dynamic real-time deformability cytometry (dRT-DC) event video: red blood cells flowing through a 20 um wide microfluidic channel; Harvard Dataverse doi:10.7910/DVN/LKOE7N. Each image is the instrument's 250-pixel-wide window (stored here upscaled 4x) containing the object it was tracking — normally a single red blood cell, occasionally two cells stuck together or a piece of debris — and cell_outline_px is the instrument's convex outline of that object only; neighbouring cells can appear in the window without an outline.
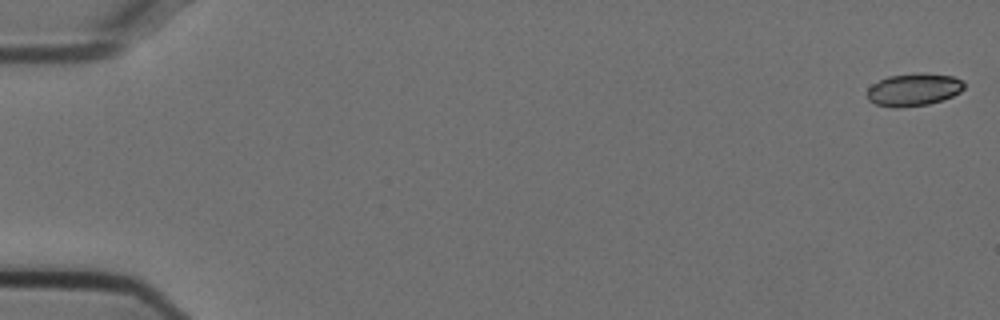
{"species": "Egyptian fruit bat (a non-hibernating species)", "species_latin": "Rousettus aegyptiacus", "temperature_condition": "cold", "stored_images_in_passage": 54, "camera_frame_rate_fps": 3000, "um_per_image_px": 0.085, "animal": {"sex": "female"}, "frame": {"image": 1, "passage_image": 1, "time_ms": 0.0, "image_size_px": [1000, 320], "cell_outline_px": [[964, 88], [960, 92], [952, 96], [928, 104], [900, 108], [896, 108], [876, 104], [868, 100], [868, 88], [872, 84], [888, 76], [952, 76], [964, 80]], "centroid_in_image_um": [77.64, 7.68], "position_along_channel_um": 7.4, "area_um2": 17.51}}
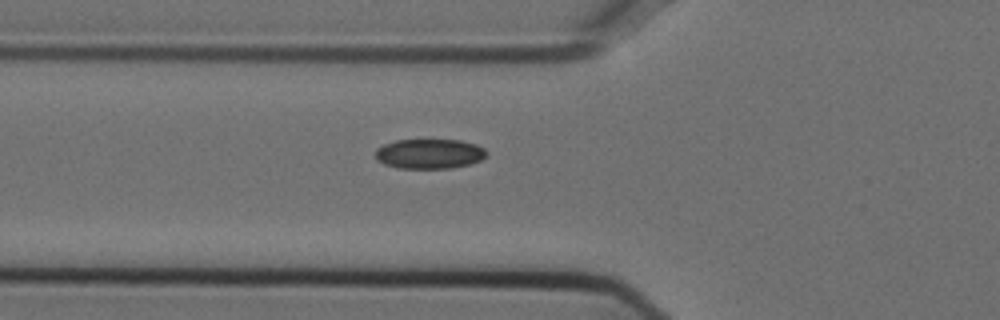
{"frame": {"image": 2, "passage_image": 20, "time_ms": 6.333, "image_size_px": [1000, 320], "cell_outline_px": [[488, 152], [480, 160], [468, 164], [452, 168], [400, 168], [384, 164], [376, 160], [376, 148], [384, 144], [396, 140], [460, 140], [476, 144], [484, 148]], "centroid_in_image_um": [36.49, 13.07], "position_along_channel_um": 89.3, "area_um2": 19.25}}
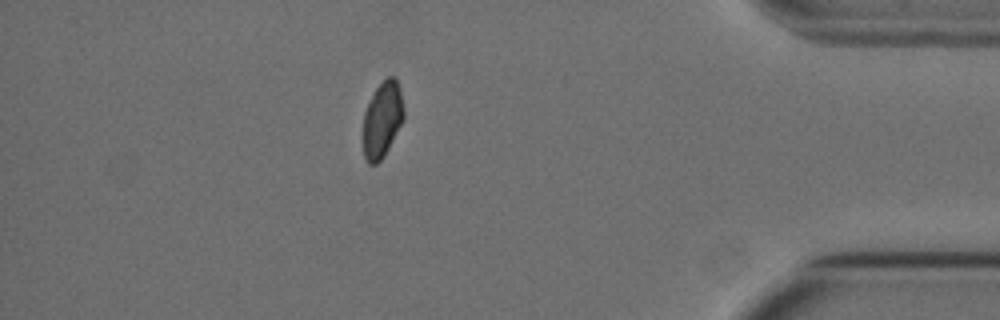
{"frame": {"image": 3, "passage_image": 48, "time_ms": 15.667, "image_size_px": [1000, 320], "cell_outline_px": [[404, 120], [384, 156], [376, 164], [368, 164], [364, 156], [364, 112], [376, 88], [388, 76], [396, 76], [400, 88], [404, 108]], "centroid_in_image_um": [32.52, 10.15], "position_along_channel_um": 402.7, "area_um2": 17.92}, "authors_computed_cell_mechanics": {"area_um2": 18.9873, "velocity_mm_per_s": 3.7547, "shape_relaxation_time_tau1_ms": null, "shape_relaxation_time_tau2_ms": 4.326, "deformation_change_tau1": null, "deformation_change_tau2": 0.0609}}